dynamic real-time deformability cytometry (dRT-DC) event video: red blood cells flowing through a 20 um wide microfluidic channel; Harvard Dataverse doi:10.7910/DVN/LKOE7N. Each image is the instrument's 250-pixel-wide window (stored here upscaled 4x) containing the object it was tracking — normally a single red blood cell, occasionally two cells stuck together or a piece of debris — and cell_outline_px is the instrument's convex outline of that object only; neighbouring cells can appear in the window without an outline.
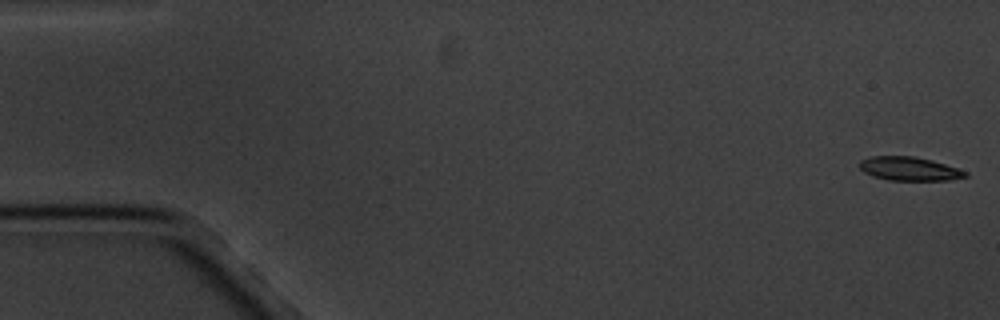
{"species": "common noctule bat (a hibernating species)", "species_latin": "Nyctalus noctula", "temperature_condition": "cold", "stored_images_in_passage": 7, "camera_frame_rate_fps": 3000, "um_per_image_px": 0.085, "animal": {"sex": "male", "body_mass_g": 20.1, "forearm_length_mm": 53.5}, "frame": {"image": 1, "passage_image": 1, "time_ms": 0.0, "image_size_px": [1000, 320], "cell_outline_px": [[968, 176], [952, 180], [888, 180], [872, 176], [864, 172], [860, 168], [860, 160], [872, 156], [916, 156], [932, 160], [968, 172]], "centroid_in_image_um": [77.29, 14.34], "position_along_channel_um": 7.7, "area_um2": 14.62}}
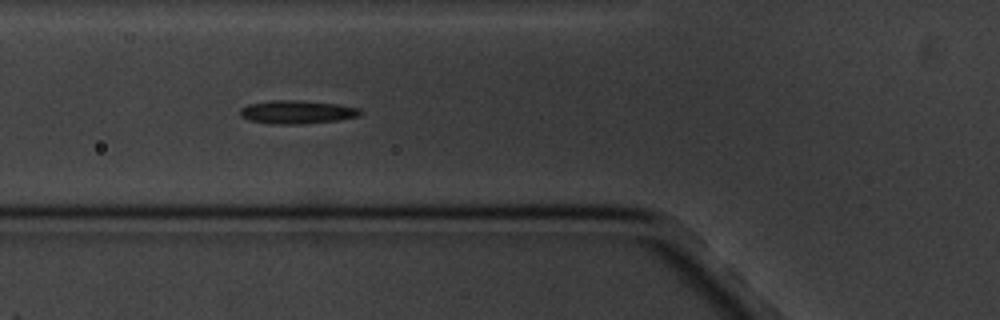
{"frame": {"image": 2, "passage_image": 6, "time_ms": 6.667, "image_size_px": [1000, 320], "cell_outline_px": [[360, 116], [340, 120], [300, 124], [280, 124], [248, 120], [240, 116], [240, 108], [248, 104], [268, 100], [304, 100], [336, 104], [360, 108]], "centroid_in_image_um": [25.23, 9.51], "position_along_channel_um": 100.6, "area_um2": 16.42}}
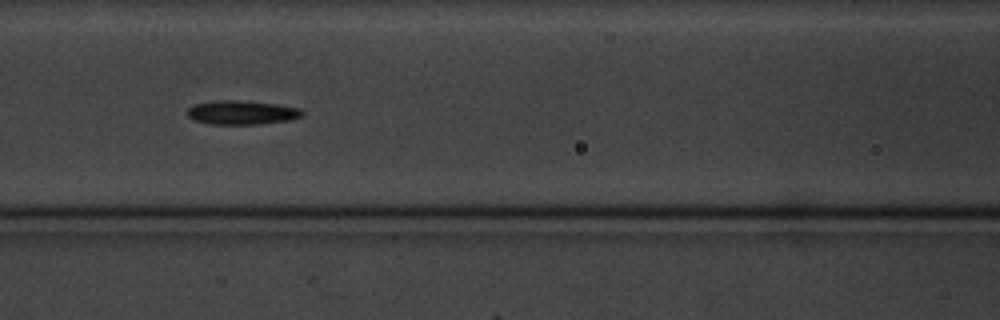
{"frame": {"image": 3, "passage_image": 7, "time_ms": 8.0, "image_size_px": [1000, 320], "cell_outline_px": [[304, 116], [292, 120], [260, 124], [208, 124], [192, 120], [188, 116], [188, 108], [192, 104], [212, 100], [236, 100], [276, 104], [300, 108], [304, 112]], "centroid_in_image_um": [20.54, 9.56], "position_along_channel_um": 146.1, "area_um2": 16.36}}